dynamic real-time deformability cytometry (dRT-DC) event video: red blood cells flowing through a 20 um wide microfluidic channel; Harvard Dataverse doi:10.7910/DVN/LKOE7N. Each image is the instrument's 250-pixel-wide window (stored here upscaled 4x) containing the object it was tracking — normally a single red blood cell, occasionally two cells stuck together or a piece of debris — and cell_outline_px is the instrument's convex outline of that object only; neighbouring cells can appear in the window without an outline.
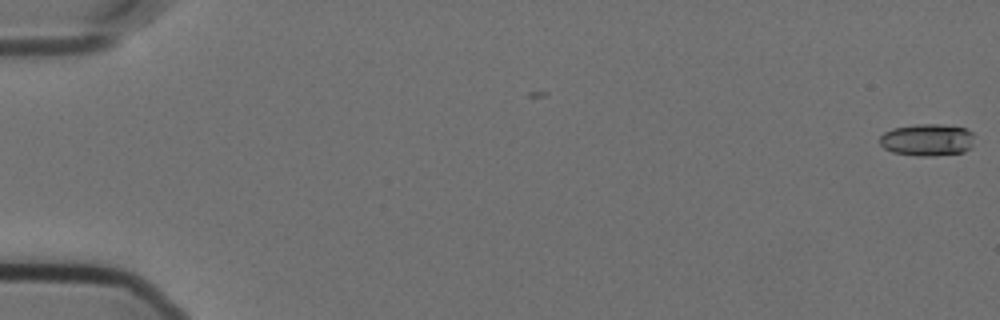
{"species": "Egyptian fruit bat (a non-hibernating species)", "species_latin": "Rousettus aegyptiacus", "temperature_condition": "cold", "stored_images_in_passage": 3, "camera_frame_rate_fps": 3000, "um_per_image_px": 0.085, "animal": {"sex": "female"}, "frame": {"image": 1, "passage_image": 3, "time_ms": 0.667, "image_size_px": [1000, 320], "cell_outline_px": [[972, 148], [964, 152], [936, 156], [916, 156], [892, 152], [884, 148], [880, 144], [880, 136], [884, 132], [892, 128], [916, 124], [940, 124], [964, 128], [972, 132]], "centroid_in_image_um": [78.8, 11.9], "position_along_channel_um": 6.2, "area_um2": 17.86}}